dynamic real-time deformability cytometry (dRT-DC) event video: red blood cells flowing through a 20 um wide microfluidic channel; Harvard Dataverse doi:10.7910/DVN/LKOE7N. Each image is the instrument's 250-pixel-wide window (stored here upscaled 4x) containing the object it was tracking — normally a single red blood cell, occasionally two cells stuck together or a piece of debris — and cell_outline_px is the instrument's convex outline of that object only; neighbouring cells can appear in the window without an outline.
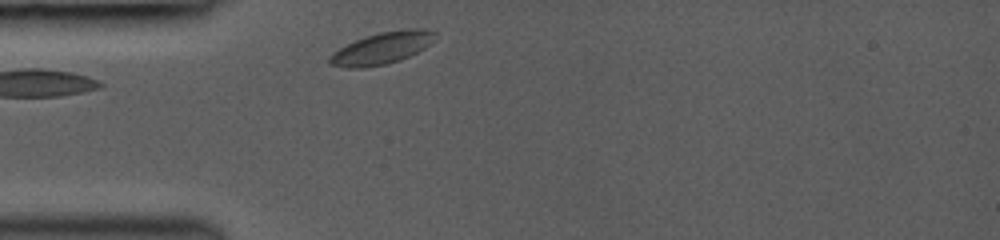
{"species": "common noctule bat (a hibernating species)", "species_latin": "Nyctalus noctula", "temperature_condition": "room temperature", "stored_images_in_passage": 2, "segment_of_instrument_passage": [2, 2], "camera_frame_rate_fps": 3000, "um_per_image_px": 0.085, "animal": {"sex": "female", "body_mass_g": 19.0, "forearm_length_mm": 53.3}, "frame": {"image": 1, "passage_image": 2, "time_ms": 0.667, "image_size_px": [1000, 240], "cell_outline_px": [[436, 32], [432, 44], [400, 60], [384, 64], [360, 68], [348, 68], [328, 64], [328, 56], [332, 52], [356, 40], [380, 32], [408, 28], [424, 28]], "centroid_in_image_um": [32.47, 4.09], "position_along_channel_um": 52.5, "area_um2": 19.48}}